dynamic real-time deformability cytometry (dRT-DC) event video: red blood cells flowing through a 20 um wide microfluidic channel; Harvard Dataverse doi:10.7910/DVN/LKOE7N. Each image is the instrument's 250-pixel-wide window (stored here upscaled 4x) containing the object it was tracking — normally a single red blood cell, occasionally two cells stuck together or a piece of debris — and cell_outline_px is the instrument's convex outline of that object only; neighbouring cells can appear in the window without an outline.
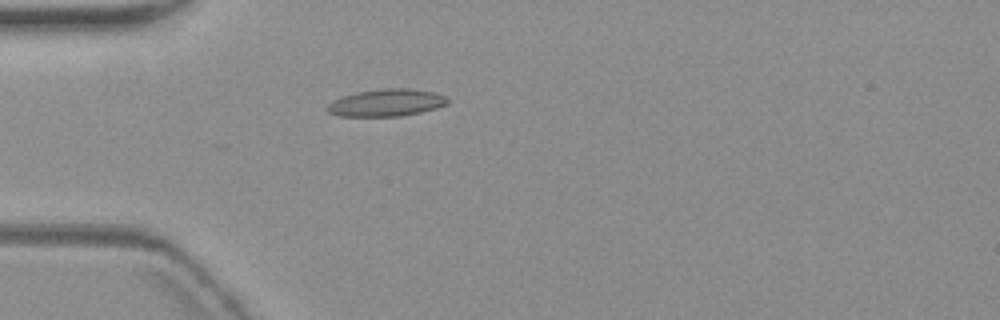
{"species": "common noctule bat (a hibernating species)", "species_latin": "Nyctalus noctula", "temperature_condition": "warm", "stored_images_in_passage": 5, "camera_frame_rate_fps": 3000, "um_per_image_px": 0.085, "animal": {"sex": "female", "body_mass_g": 19.3, "forearm_length_mm": 54.1}, "frame": {"image": 1, "passage_image": 5, "time_ms": 5.0, "image_size_px": [1000, 320], "cell_outline_px": [[448, 104], [436, 108], [420, 112], [400, 116], [340, 116], [328, 112], [324, 108], [332, 100], [356, 92], [384, 88], [408, 88], [436, 92], [444, 96], [448, 100]], "centroid_in_image_um": [32.83, 8.72], "position_along_channel_um": 52.2, "area_um2": 19.13}}